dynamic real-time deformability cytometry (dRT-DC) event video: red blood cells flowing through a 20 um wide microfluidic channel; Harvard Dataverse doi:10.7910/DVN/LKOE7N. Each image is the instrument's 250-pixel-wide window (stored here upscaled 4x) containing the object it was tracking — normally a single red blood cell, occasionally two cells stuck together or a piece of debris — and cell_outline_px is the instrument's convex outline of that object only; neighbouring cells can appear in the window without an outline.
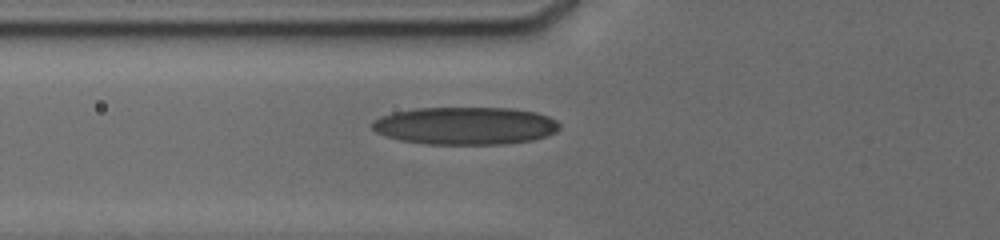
{"species": "human", "species_latin": "Homo sapiens", "temperature_condition": "cold", "stored_images_in_passage": 32, "camera_frame_rate_fps": 3000, "um_per_image_px": 0.085, "donor": {"sex": "male"}, "frame": {"image": 1, "passage_image": 2, "time_ms": 0.333, "image_size_px": [1000, 240], "cell_outline_px": [[560, 128], [556, 132], [532, 140], [504, 144], [428, 144], [400, 140], [376, 132], [368, 124], [372, 120], [380, 116], [392, 112], [416, 108], [512, 108], [536, 112], [548, 116], [556, 120], [560, 124]], "centroid_in_image_um": [39.52, 10.68], "position_along_channel_um": 86.3, "area_um2": 41.33}}
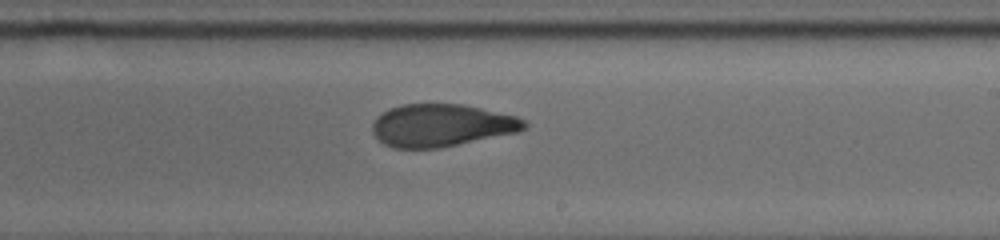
{"frame": {"image": 2, "passage_image": 15, "time_ms": 4.667, "image_size_px": [1000, 240], "cell_outline_px": [[528, 124], [524, 128], [516, 132], [440, 148], [392, 148], [384, 144], [372, 132], [372, 124], [376, 116], [388, 108], [404, 104], [464, 104], [516, 116], [524, 120]], "centroid_in_image_um": [37.48, 10.65], "position_along_channel_um": 251.5, "area_um2": 37.57}}
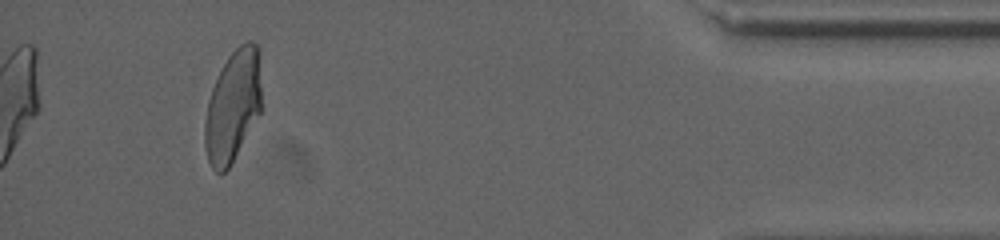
{"frame": {"image": 3, "passage_image": 32, "time_ms": 10.333, "image_size_px": [1000, 240], "cell_outline_px": [[260, 112], [228, 168], [224, 172], [216, 172], [212, 168], [208, 160], [204, 148], [204, 124], [208, 100], [212, 88], [228, 56], [240, 44], [248, 40], [252, 40], [256, 44], [260, 52]], "centroid_in_image_um": [19.78, 8.99], "position_along_channel_um": 415.4, "area_um2": 36.53}, "authors_computed_cell_mechanics": {"area_um2": 38.5237, "velocity_mm_per_s": 3.8066, "shape_relaxation_time_tau1_ms": 6.4174, "shape_relaxation_time_tau2_ms": 1.9301, "deformation_change_tau1": 0.1963, "deformation_change_tau2": 0.0868}}